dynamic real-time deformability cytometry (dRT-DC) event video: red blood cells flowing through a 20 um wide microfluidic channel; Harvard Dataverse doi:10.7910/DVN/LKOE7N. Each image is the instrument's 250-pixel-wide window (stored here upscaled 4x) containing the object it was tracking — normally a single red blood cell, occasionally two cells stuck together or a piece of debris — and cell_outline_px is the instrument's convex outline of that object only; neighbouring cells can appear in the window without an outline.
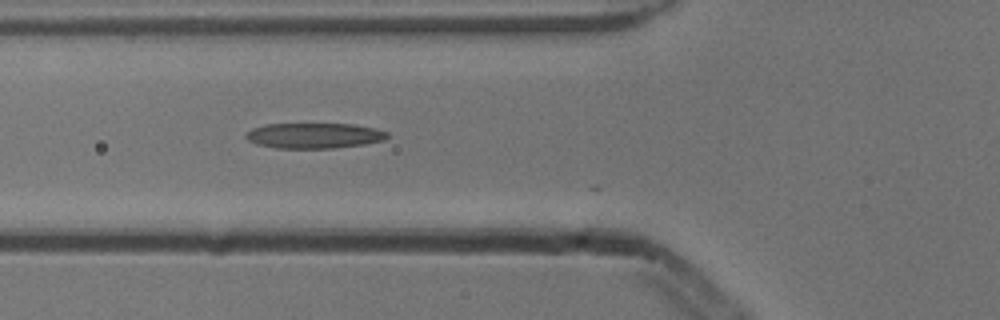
{"species": "common noctule bat (a hibernating species)", "species_latin": "Nyctalus noctula", "temperature_condition": "cold", "stored_images_in_passage": 5, "camera_frame_rate_fps": 3000, "um_per_image_px": 0.085, "animal": {"sex": "male", "body_mass_g": 13.3}, "frame": {"image": 1, "passage_image": 3, "time_ms": 0.667, "image_size_px": [1000, 320], "cell_outline_px": [[388, 136], [384, 140], [364, 144], [336, 148], [276, 148], [256, 144], [248, 140], [244, 136], [252, 128], [264, 124], [352, 124], [376, 128], [388, 132]], "centroid_in_image_um": [26.7, 11.53], "position_along_channel_um": 99.1, "area_um2": 20.98}}